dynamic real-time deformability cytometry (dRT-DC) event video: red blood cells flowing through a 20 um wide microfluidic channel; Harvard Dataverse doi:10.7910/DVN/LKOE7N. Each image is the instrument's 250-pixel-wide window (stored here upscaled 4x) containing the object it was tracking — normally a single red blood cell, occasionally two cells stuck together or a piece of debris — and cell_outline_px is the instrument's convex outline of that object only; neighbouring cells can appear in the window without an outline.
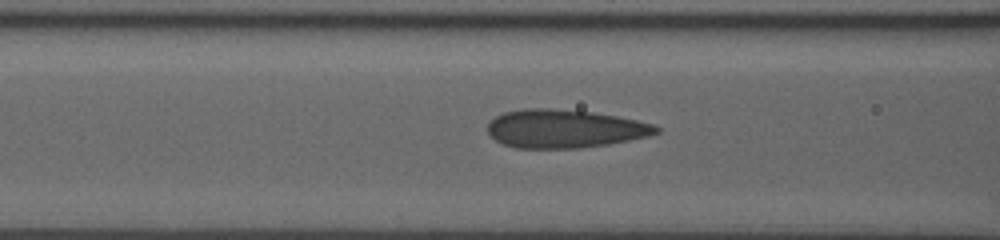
{"species": "human", "species_latin": "Homo sapiens", "temperature_condition": "room temperature", "stored_images_in_passage": 43, "camera_frame_rate_fps": 3000, "um_per_image_px": 0.085, "donor": {"sex": "male"}, "frame": {"image": 1, "passage_image": 17, "time_ms": 5.667, "image_size_px": [1000, 240], "cell_outline_px": [[660, 132], [648, 136], [608, 144], [580, 148], [516, 148], [504, 144], [496, 140], [488, 132], [488, 124], [496, 116], [504, 112], [524, 108], [548, 108], [592, 112], [616, 116], [636, 120], [652, 124], [660, 128]], "centroid_in_image_um": [47.99, 10.94], "position_along_channel_um": 118.6, "area_um2": 37.45}}
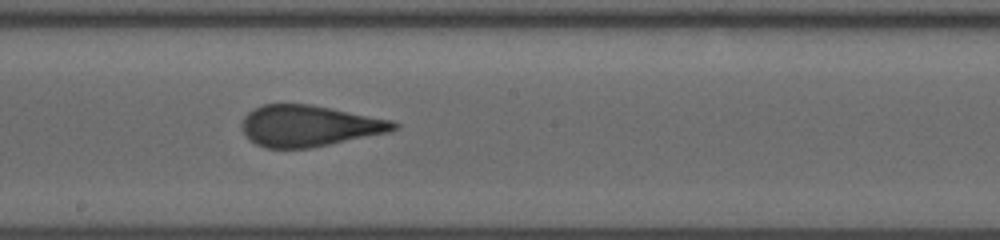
{"frame": {"image": 2, "passage_image": 25, "time_ms": 8.333, "image_size_px": [1000, 240], "cell_outline_px": [[400, 128], [388, 132], [308, 148], [264, 148], [256, 144], [244, 132], [240, 124], [244, 116], [248, 112], [264, 104], [308, 104], [392, 120], [400, 124]], "centroid_in_image_um": [26.26, 10.7], "position_along_channel_um": 221.9, "area_um2": 36.01}}
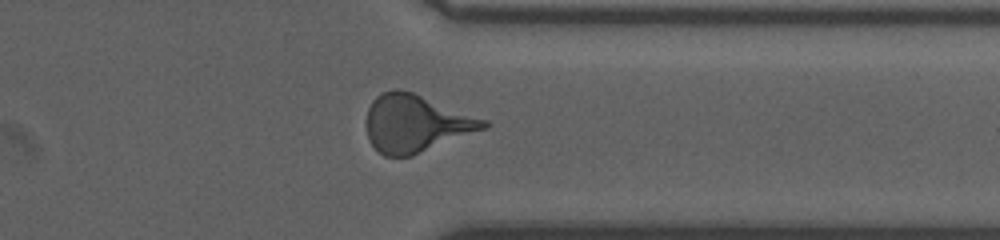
{"frame": {"image": 3, "passage_image": 37, "time_ms": 12.333, "image_size_px": [1000, 240], "cell_outline_px": [[488, 128], [412, 156], [384, 156], [368, 140], [368, 108], [372, 100], [376, 96], [392, 88], [400, 88], [412, 92], [488, 120]], "centroid_in_image_um": [35.37, 10.49], "position_along_channel_um": 376.0, "area_um2": 39.07}}